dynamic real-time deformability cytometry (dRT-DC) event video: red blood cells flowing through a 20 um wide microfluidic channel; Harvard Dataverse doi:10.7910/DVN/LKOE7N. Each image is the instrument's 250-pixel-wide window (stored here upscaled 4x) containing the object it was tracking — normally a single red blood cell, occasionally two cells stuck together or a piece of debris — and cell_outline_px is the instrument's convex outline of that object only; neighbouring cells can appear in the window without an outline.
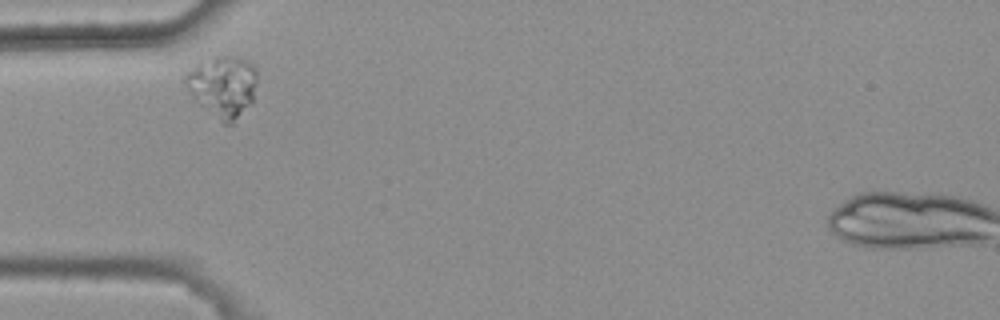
{"species": "common noctule bat (a hibernating species)", "species_latin": "Nyctalus noctula", "temperature_condition": "warm", "stored_images_in_passage": 3, "camera_frame_rate_fps": 3000, "um_per_image_px": 0.085, "animal": {"sex": "female", "body_mass_g": 25.1}, "frame": {"image": 1, "passage_image": 1, "time_ms": 0.0, "image_size_px": [1000, 320], "cell_outline_px": [[256, 84], [252, 104], [232, 124], [224, 124], [196, 100], [192, 96], [184, 80], [184, 76], [200, 60], [216, 56], [228, 56], [244, 60], [252, 64], [256, 68]], "centroid_in_image_um": [18.96, 7.33], "position_along_channel_um": 66.0, "area_um2": 25.32}}
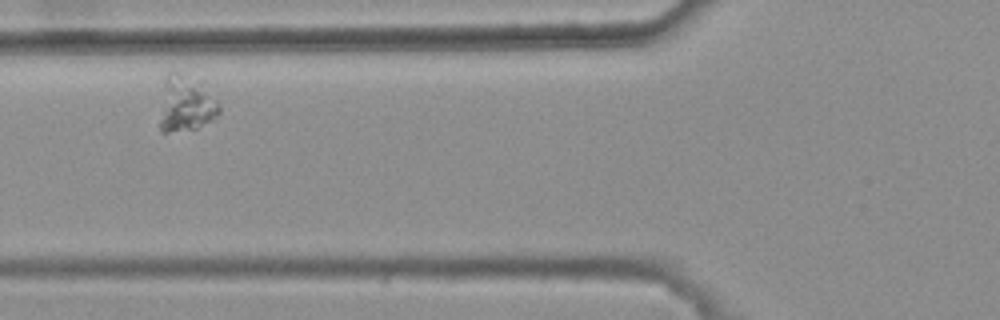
{"frame": {"image": 2, "passage_image": 2, "time_ms": 0.333, "image_size_px": [1000, 320], "cell_outline_px": [[220, 112], [212, 120], [196, 128], [168, 132], [160, 132], [160, 120], [164, 84], [168, 72], [176, 72], [200, 80], [220, 104]], "centroid_in_image_um": [15.82, 8.82], "position_along_channel_um": 110.0, "area_um2": 19.13}}
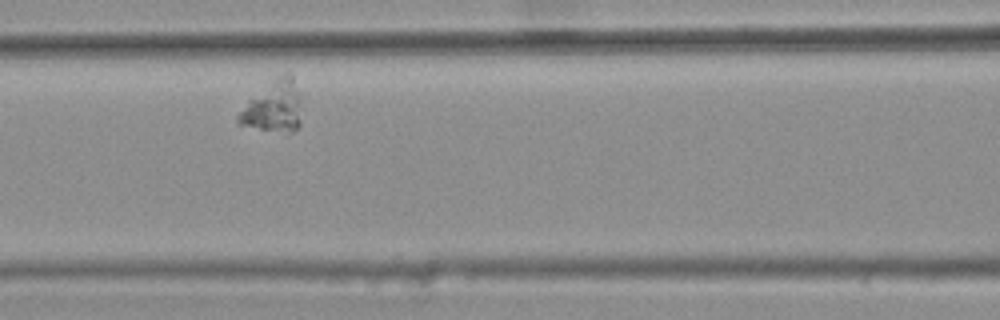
{"frame": {"image": 3, "passage_image": 3, "time_ms": 0.667, "image_size_px": [1000, 320], "cell_outline_px": [[300, 124], [292, 132], [260, 128], [236, 124], [236, 116], [248, 100], [272, 76], [284, 72], [292, 72], [300, 104]], "centroid_in_image_um": [23.22, 8.98], "position_along_channel_um": 143.4, "area_um2": 19.02}}